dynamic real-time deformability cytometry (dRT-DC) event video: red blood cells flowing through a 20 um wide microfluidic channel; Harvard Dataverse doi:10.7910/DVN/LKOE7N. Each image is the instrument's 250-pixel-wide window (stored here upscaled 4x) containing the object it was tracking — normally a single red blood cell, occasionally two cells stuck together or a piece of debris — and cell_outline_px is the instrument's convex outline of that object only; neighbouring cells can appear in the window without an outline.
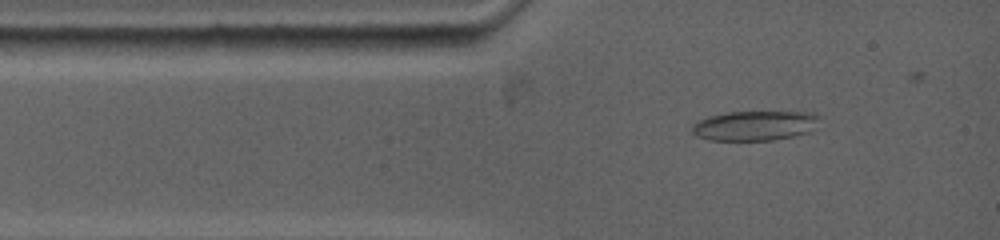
{"species": "common noctule bat (a hibernating species)", "species_latin": "Nyctalus noctula", "temperature_condition": "warm", "stored_images_in_passage": 18, "camera_frame_rate_fps": 5000, "um_per_image_px": 0.085, "animal": {"sex": "female", "body_mass_g": 19.0, "forearm_length_mm": 53.3}, "frame": {"image": 1, "passage_image": 7, "time_ms": 1.0, "image_size_px": [1000, 240], "cell_outline_px": [[824, 116], [820, 128], [808, 132], [792, 136], [772, 140], [708, 140], [696, 136], [692, 132], [692, 124], [696, 120], [708, 116], [728, 112], [816, 112]], "centroid_in_image_um": [64.26, 10.66], "position_along_channel_um": 20.7, "area_um2": 22.77}}
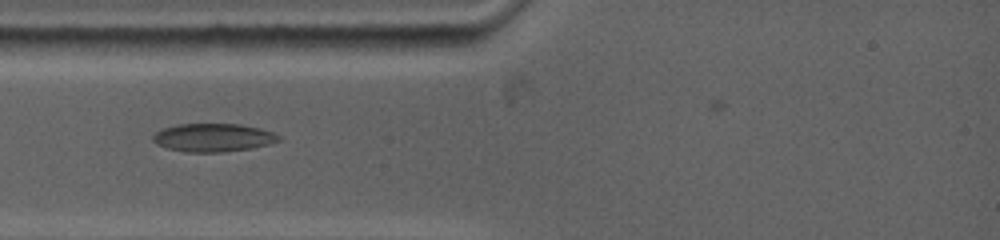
{"frame": {"image": 2, "passage_image": 14, "time_ms": 2.6, "image_size_px": [1000, 240], "cell_outline_px": [[280, 140], [268, 144], [252, 148], [224, 152], [188, 152], [168, 148], [156, 144], [152, 140], [152, 136], [156, 132], [164, 128], [176, 124], [240, 124], [260, 128], [272, 132], [280, 136]], "centroid_in_image_um": [18.11, 11.69], "position_along_channel_um": 66.9, "area_um2": 20.63}}
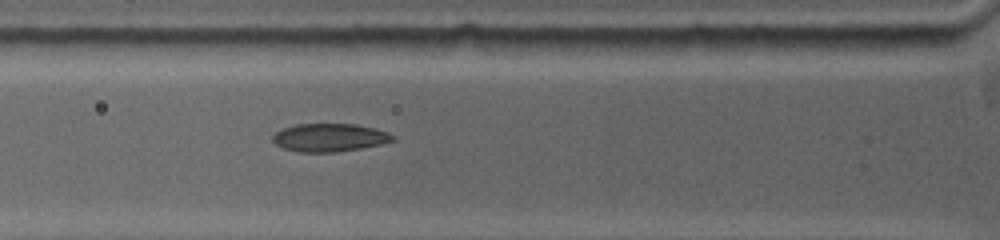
{"frame": {"image": 3, "passage_image": 17, "time_ms": 3.4, "image_size_px": [1000, 240], "cell_outline_px": [[396, 140], [380, 144], [360, 148], [336, 152], [296, 152], [284, 148], [276, 144], [272, 140], [272, 136], [276, 132], [284, 128], [296, 124], [356, 124], [376, 128], [388, 132], [396, 136]], "centroid_in_image_um": [28.04, 11.69], "position_along_channel_um": 97.8, "area_um2": 19.71}}